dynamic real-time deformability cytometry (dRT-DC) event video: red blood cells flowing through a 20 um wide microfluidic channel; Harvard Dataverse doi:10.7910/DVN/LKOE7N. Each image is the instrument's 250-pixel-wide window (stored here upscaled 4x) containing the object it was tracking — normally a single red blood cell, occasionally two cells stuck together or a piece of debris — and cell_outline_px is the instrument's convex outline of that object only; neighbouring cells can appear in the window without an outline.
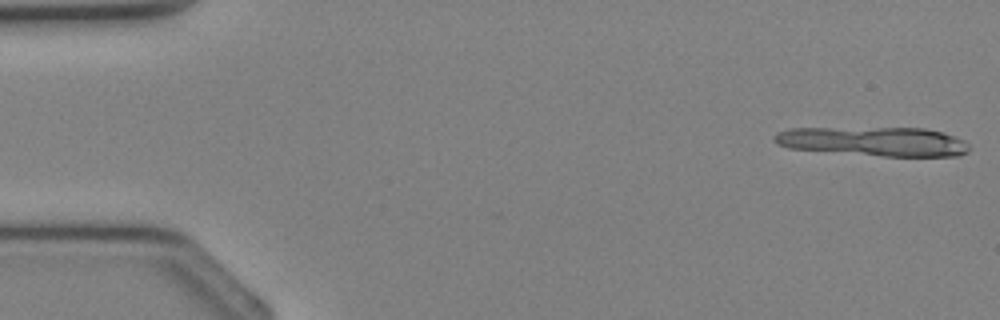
{"species": "Egyptian fruit bat (a non-hibernating species)", "species_latin": "Rousettus aegyptiacus", "temperature_condition": "cold", "stored_images_in_passage": 7, "camera_frame_rate_fps": 3000, "um_per_image_px": 0.085, "animal": {"sex": "female"}, "frame": {"image": 1, "passage_image": 1, "time_ms": 0.0, "image_size_px": [1000, 320], "cell_outline_px": [[968, 152], [960, 156], [884, 156], [788, 148], [776, 144], [772, 140], [772, 136], [776, 132], [788, 128], [924, 128], [940, 132], [964, 140], [968, 144]], "centroid_in_image_um": [74.22, 12.02], "position_along_channel_um": 10.8, "area_um2": 33.12}}